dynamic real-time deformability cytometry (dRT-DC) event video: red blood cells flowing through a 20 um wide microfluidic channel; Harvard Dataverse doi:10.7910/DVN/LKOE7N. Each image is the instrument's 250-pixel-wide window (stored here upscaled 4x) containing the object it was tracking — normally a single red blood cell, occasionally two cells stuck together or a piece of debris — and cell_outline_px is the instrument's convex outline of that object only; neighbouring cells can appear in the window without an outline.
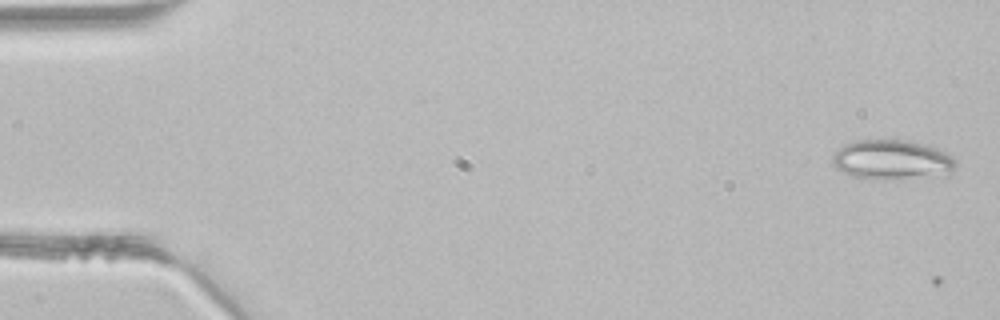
{"species": "common noctule bat (a hibernating species)", "species_latin": "Nyctalus noctula", "temperature_condition": "room temperature", "stored_images_in_passage": 3, "camera_frame_rate_fps": 3000, "um_per_image_px": 0.085, "animal": {"sex": "male", "body_mass_g": 21.5, "forearm_length_mm": 52.0}, "frame": {"image": 1, "passage_image": 1, "time_ms": 0.0, "image_size_px": [1000, 320], "cell_outline_px": [[956, 164], [944, 176], [904, 180], [876, 180], [852, 176], [836, 168], [832, 164], [832, 156], [844, 144], [856, 140], [904, 140], [928, 144], [952, 156], [956, 160]], "centroid_in_image_um": [75.83, 13.61], "position_along_channel_um": 9.2, "area_um2": 29.07}}